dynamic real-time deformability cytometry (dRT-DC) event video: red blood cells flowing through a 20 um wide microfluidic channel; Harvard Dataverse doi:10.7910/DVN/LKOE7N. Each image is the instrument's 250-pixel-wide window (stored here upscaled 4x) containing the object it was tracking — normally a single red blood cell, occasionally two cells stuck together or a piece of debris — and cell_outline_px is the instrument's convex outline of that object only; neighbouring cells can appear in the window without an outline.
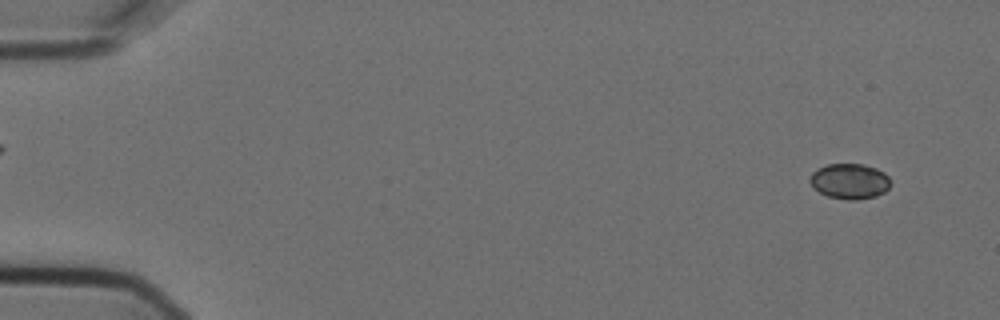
{"species": "Egyptian fruit bat (a non-hibernating species)", "species_latin": "Rousettus aegyptiacus", "temperature_condition": "cold", "stored_images_in_passage": 2, "camera_frame_rate_fps": 3000, "um_per_image_px": 0.085, "animal": {"sex": "female"}, "frame": {"image": 1, "passage_image": 1, "time_ms": 0.0, "image_size_px": [1000, 320], "cell_outline_px": [[888, 188], [884, 192], [876, 196], [856, 200], [848, 200], [828, 196], [820, 192], [808, 180], [812, 172], [816, 168], [828, 164], [864, 164], [876, 168], [884, 172], [888, 176]], "centroid_in_image_um": [72.2, 15.39], "position_along_channel_um": 12.8, "area_um2": 16.53}}